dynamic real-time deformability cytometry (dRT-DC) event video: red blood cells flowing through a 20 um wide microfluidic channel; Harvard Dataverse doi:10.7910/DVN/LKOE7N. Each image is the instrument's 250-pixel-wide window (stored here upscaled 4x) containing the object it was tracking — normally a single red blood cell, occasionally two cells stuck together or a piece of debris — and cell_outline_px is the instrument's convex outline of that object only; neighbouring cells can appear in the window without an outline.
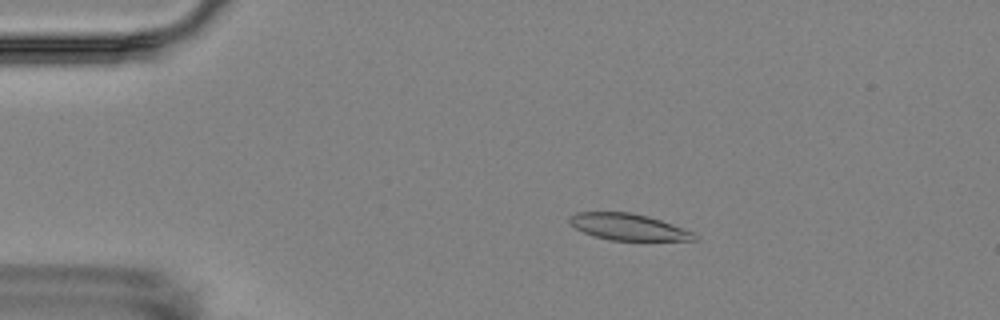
{"species": "Egyptian fruit bat (a non-hibernating species)", "species_latin": "Rousettus aegyptiacus", "temperature_condition": "room temperature", "stored_images_in_passage": 14, "camera_frame_rate_fps": 3000, "um_per_image_px": 0.085, "animal": {"sex": "female"}, "frame": {"image": 1, "passage_image": 1, "time_ms": 0.0, "image_size_px": [1000, 320], "cell_outline_px": [[700, 236], [696, 240], [608, 240], [592, 236], [576, 228], [568, 220], [568, 216], [576, 212], [628, 212], [648, 216], [672, 224], [692, 232]], "centroid_in_image_um": [53.38, 19.29], "position_along_channel_um": 31.6, "area_um2": 19.19}}
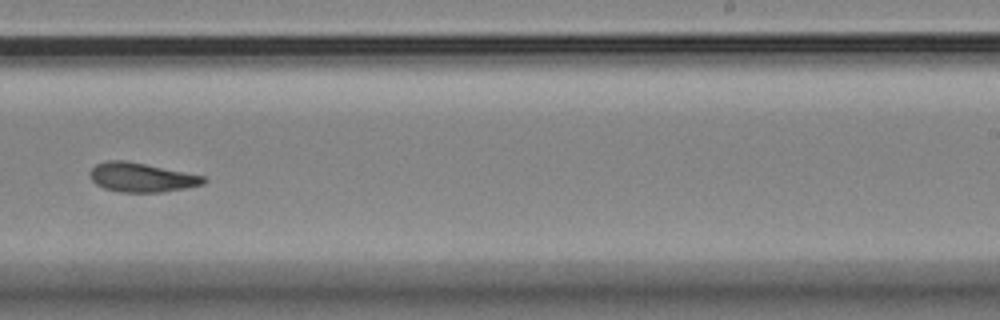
{"frame": {"image": 2, "passage_image": 8, "time_ms": 8.333, "image_size_px": [1000, 320], "cell_outline_px": [[208, 180], [204, 184], [164, 192], [120, 192], [104, 188], [96, 184], [92, 180], [88, 172], [96, 164], [108, 160], [124, 160], [204, 176]], "centroid_in_image_um": [12.01, 15.08], "position_along_channel_um": 277.0, "area_um2": 19.19}}
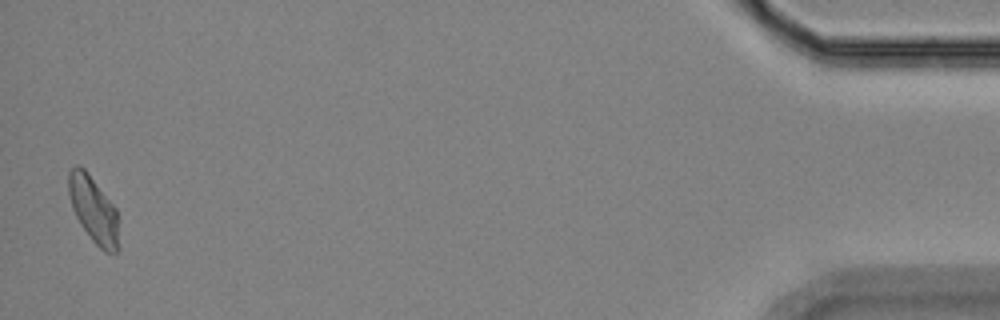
{"frame": {"image": 3, "passage_image": 14, "time_ms": 15.0, "image_size_px": [1000, 320], "cell_outline_px": [[120, 248], [116, 252], [104, 252], [92, 240], [80, 224], [72, 208], [68, 196], [68, 172], [76, 164], [80, 164], [88, 172], [116, 208]], "centroid_in_image_um": [7.94, 17.81], "position_along_channel_um": 427.3, "area_um2": 19.65}, "authors_computed_cell_mechanics": {"area_um2": 19.2763, "velocity_mm_per_s": 3.5353, "shape_relaxation_time_tau1_ms": 8.5235, "shape_relaxation_time_tau2_ms": 2.0134, "deformation_change_tau1": 0.1763, "deformation_change_tau2": 0.092}}